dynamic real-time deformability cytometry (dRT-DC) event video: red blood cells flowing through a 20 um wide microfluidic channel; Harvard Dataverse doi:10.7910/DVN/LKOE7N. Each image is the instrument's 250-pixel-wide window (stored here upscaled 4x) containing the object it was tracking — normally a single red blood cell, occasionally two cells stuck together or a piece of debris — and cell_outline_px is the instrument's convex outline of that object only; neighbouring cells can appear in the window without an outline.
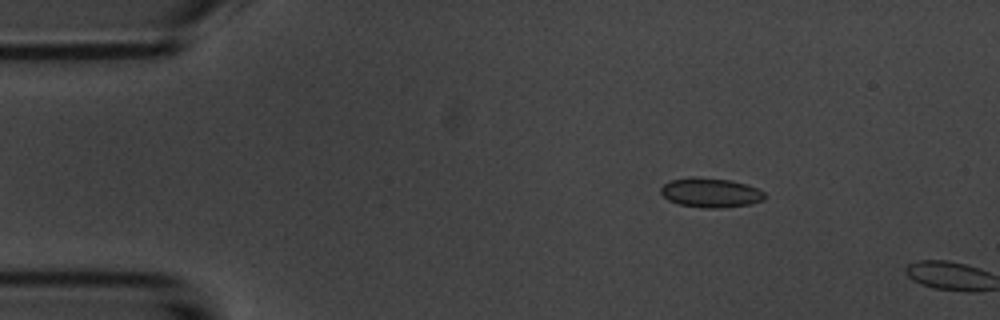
{"species": "common noctule bat (a hibernating species)", "species_latin": "Nyctalus noctula", "temperature_condition": "room temperature", "stored_images_in_passage": 2, "camera_frame_rate_fps": 3000, "um_per_image_px": 0.085, "animal": {"sex": "male", "body_mass_g": 20.1, "forearm_length_mm": 53.5}, "frame": {"image": 1, "passage_image": 1, "time_ms": 0.0, "image_size_px": [1000, 320], "cell_outline_px": [[768, 196], [764, 200], [752, 204], [720, 208], [704, 208], [680, 204], [668, 200], [660, 192], [660, 188], [668, 180], [692, 176], [732, 180], [748, 184], [764, 192]], "centroid_in_image_um": [60.42, 16.37], "position_along_channel_um": 24.6, "area_um2": 18.15}}